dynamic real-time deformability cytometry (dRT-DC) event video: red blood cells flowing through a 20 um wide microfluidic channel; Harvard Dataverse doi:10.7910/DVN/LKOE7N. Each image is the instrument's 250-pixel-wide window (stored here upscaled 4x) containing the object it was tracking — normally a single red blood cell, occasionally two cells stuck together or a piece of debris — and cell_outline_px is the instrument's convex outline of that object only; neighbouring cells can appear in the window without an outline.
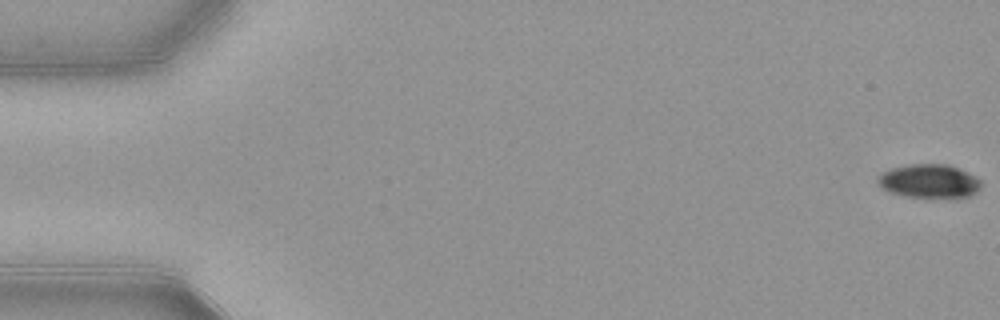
{"species": "common noctule bat (a hibernating species)", "species_latin": "Nyctalus noctula", "temperature_condition": "warm", "stored_images_in_passage": 7, "camera_frame_rate_fps": 3000, "um_per_image_px": 0.085, "animal": {"sex": "female", "body_mass_g": 21.9}, "frame": {"image": 1, "passage_image": 1, "time_ms": 0.0, "image_size_px": [1000, 320], "cell_outline_px": [[980, 188], [968, 196], [904, 196], [888, 192], [880, 188], [876, 184], [876, 180], [880, 172], [892, 168], [908, 164], [948, 164], [960, 168], [976, 176], [980, 180]], "centroid_in_image_um": [78.9, 15.36], "position_along_channel_um": 6.1, "area_um2": 20.23}}